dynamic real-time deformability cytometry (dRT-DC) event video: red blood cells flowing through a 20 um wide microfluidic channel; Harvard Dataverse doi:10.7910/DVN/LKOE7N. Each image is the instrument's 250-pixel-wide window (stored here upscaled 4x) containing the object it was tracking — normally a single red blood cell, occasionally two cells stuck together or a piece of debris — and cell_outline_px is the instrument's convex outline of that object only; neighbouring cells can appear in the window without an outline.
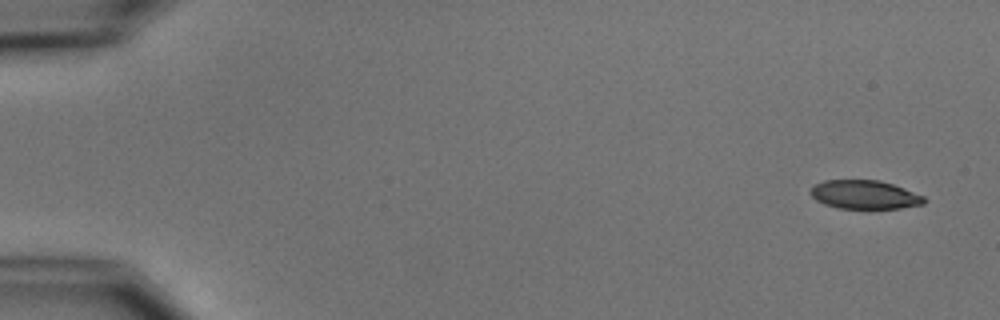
{"species": "common noctule bat (a hibernating species)", "species_latin": "Nyctalus noctula", "temperature_condition": "cold", "stored_images_in_passage": 5, "segment_of_instrument_passage": [1, 2], "camera_frame_rate_fps": 3000, "um_per_image_px": 0.085, "animal": {"sex": "male", "body_mass_g": 15.6}, "frame": {"image": 1, "passage_image": 1, "time_ms": 0.0, "image_size_px": [1000, 320], "cell_outline_px": [[924, 204], [900, 208], [840, 208], [824, 204], [816, 200], [808, 192], [816, 184], [824, 180], [880, 180], [904, 188], [924, 196]], "centroid_in_image_um": [73.47, 16.54], "position_along_channel_um": 11.5, "area_um2": 18.84}}